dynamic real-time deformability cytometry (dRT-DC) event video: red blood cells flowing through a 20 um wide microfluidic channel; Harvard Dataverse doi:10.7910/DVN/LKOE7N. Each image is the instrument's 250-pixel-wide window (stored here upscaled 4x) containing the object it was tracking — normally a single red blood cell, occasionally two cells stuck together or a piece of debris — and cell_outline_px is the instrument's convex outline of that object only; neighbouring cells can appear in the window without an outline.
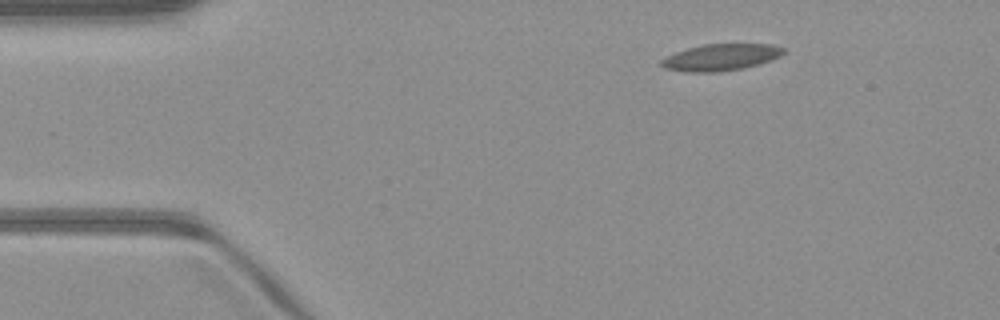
{"species": "common noctule bat (a hibernating species)", "species_latin": "Nyctalus noctula", "temperature_condition": "warm", "stored_images_in_passage": 45, "camera_frame_rate_fps": 3000, "um_per_image_px": 0.085, "animal": {"sex": "male", "body_mass_g": 23.1, "forearm_length_mm": 52.7}, "frame": {"image": 1, "passage_image": 1, "time_ms": 0.0, "image_size_px": [1000, 320], "cell_outline_px": [[784, 52], [780, 56], [772, 60], [760, 64], [744, 68], [716, 72], [688, 72], [664, 68], [660, 64], [660, 60], [676, 52], [688, 48], [704, 44], [772, 44], [784, 48]], "centroid_in_image_um": [61.29, 4.87], "position_along_channel_um": 23.7, "area_um2": 18.96}}
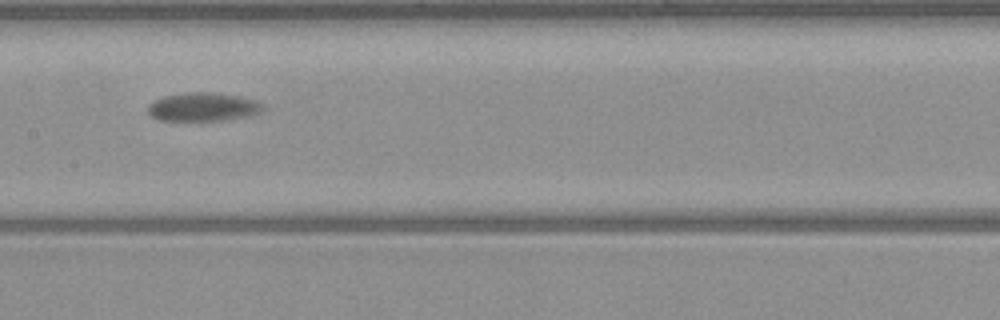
{"frame": {"image": 2, "passage_image": 19, "time_ms": 6.0, "image_size_px": [1000, 320], "cell_outline_px": [[264, 108], [260, 112], [248, 116], [224, 120], [160, 120], [152, 116], [148, 112], [148, 104], [164, 96], [184, 92], [212, 92], [240, 96], [252, 100], [260, 104]], "centroid_in_image_um": [17.23, 9.08], "position_along_channel_um": 190.2, "area_um2": 18.9}}
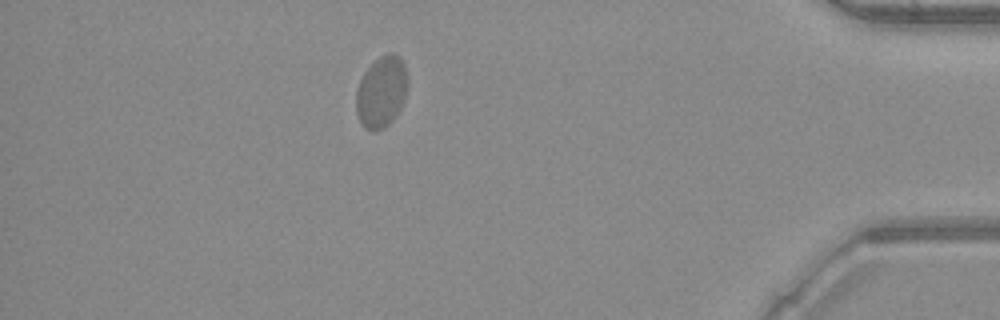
{"frame": {"image": 3, "passage_image": 39, "time_ms": 12.667, "image_size_px": [1000, 320], "cell_outline_px": [[408, 80], [404, 100], [400, 108], [392, 120], [384, 128], [376, 132], [364, 128], [360, 124], [356, 112], [356, 92], [360, 80], [364, 72], [380, 56], [392, 52], [400, 56], [404, 64]], "centroid_in_image_um": [32.41, 7.83], "position_along_channel_um": 402.8, "area_um2": 21.5}, "authors_computed_cell_mechanics": {"area_um2": 19.652, "velocity_mm_per_s": 3.9567, "shape_relaxation_time_tau1_ms": 6.6765, "shape_relaxation_time_tau2_ms": null, "deformation_change_tau1": 0.145, "deformation_change_tau2": null}}